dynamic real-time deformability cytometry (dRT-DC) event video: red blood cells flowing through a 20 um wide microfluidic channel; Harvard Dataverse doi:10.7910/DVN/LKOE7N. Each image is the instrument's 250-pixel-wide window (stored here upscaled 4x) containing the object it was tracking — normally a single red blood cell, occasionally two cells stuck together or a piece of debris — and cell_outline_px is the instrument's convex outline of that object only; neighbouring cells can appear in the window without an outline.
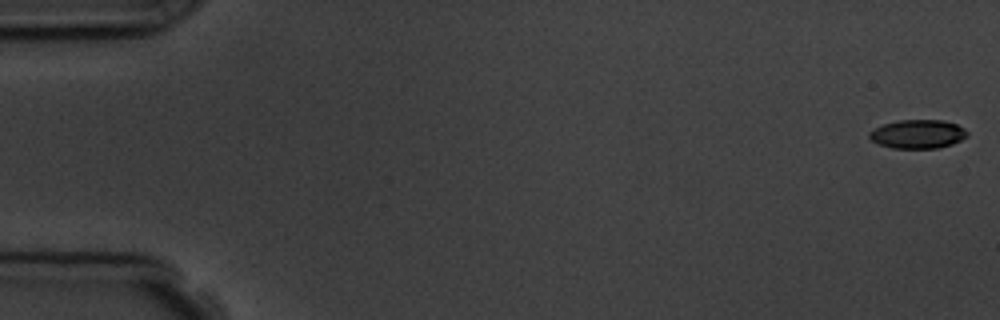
{"species": "common noctule bat (a hibernating species)", "species_latin": "Nyctalus noctula", "temperature_condition": "room temperature", "stored_images_in_passage": 5, "camera_frame_rate_fps": 3000, "um_per_image_px": 0.085, "animal": {"sex": "male", "body_mass_g": 19.5, "forearm_length_mm": 54.6}, "frame": {"image": 1, "passage_image": 1, "time_ms": 0.0, "image_size_px": [1000, 320], "cell_outline_px": [[968, 136], [952, 144], [936, 148], [892, 148], [880, 144], [872, 140], [868, 136], [868, 132], [884, 124], [900, 120], [944, 120], [956, 124], [964, 128], [968, 132]], "centroid_in_image_um": [78.03, 11.39], "position_along_channel_um": 7.0, "area_um2": 16.3}}
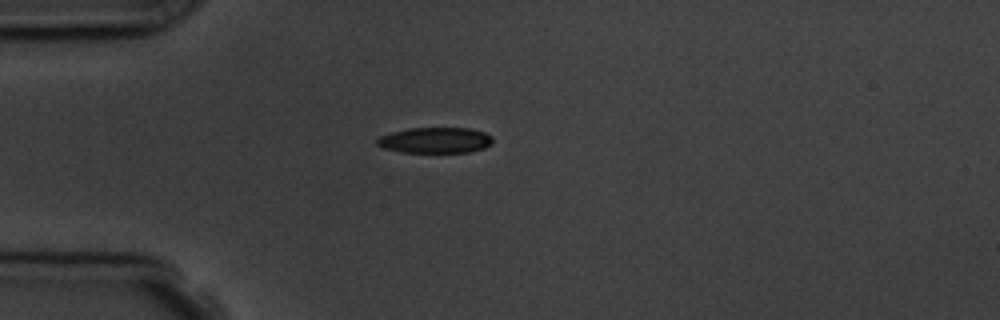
{"frame": {"image": 2, "passage_image": 5, "time_ms": 4.667, "image_size_px": [1000, 320], "cell_outline_px": [[492, 140], [484, 148], [468, 152], [400, 152], [384, 148], [376, 144], [376, 140], [380, 136], [392, 132], [408, 128], [468, 128], [484, 132], [492, 136]], "centroid_in_image_um": [36.96, 11.92], "position_along_channel_um": 48.0, "area_um2": 17.22}}